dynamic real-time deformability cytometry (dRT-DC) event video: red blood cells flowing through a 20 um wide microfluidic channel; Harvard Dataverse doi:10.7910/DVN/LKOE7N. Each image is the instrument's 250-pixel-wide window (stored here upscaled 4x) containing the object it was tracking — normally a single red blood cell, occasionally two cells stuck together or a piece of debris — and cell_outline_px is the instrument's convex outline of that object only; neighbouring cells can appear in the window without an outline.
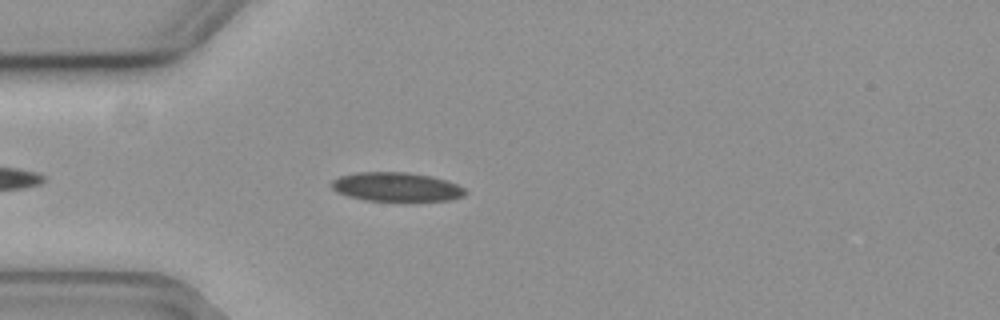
{"species": "common noctule bat (a hibernating species)", "species_latin": "Nyctalus noctula", "temperature_condition": "cold", "stored_images_in_passage": 43, "camera_frame_rate_fps": 3000, "um_per_image_px": 0.085, "animal": {"sex": "female", "body_mass_g": 19.3, "forearm_length_mm": 54.1}, "frame": {"image": 1, "passage_image": 5, "time_ms": 1.333, "image_size_px": [1000, 320], "cell_outline_px": [[468, 192], [464, 196], [452, 200], [364, 200], [348, 196], [336, 192], [332, 188], [332, 180], [340, 176], [356, 172], [408, 172], [428, 176], [444, 180], [456, 184], [464, 188]], "centroid_in_image_um": [33.68, 15.88], "position_along_channel_um": 51.3, "area_um2": 22.37}}
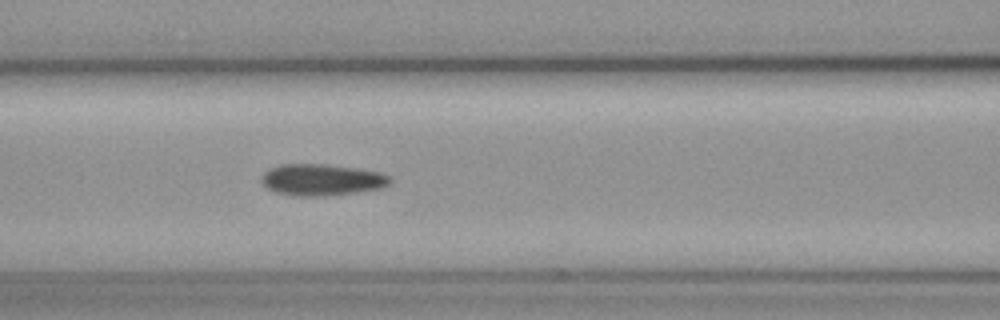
{"frame": {"image": 2, "passage_image": 13, "time_ms": 4.0, "image_size_px": [1000, 320], "cell_outline_px": [[392, 180], [388, 184], [380, 188], [356, 192], [324, 196], [292, 196], [276, 192], [268, 188], [260, 180], [264, 172], [268, 168], [280, 164], [320, 164], [356, 168], [380, 172], [388, 176]], "centroid_in_image_um": [27.3, 15.28], "position_along_channel_um": 139.3, "area_um2": 23.52}}
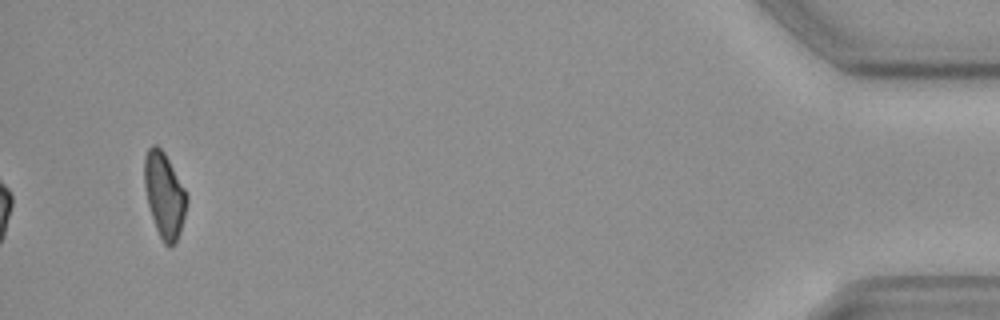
{"frame": {"image": 3, "passage_image": 43, "time_ms": 14.0, "image_size_px": [1000, 320], "cell_outline_px": [[188, 200], [180, 232], [176, 240], [168, 248], [164, 244], [156, 228], [148, 204], [144, 184], [144, 156], [148, 148], [152, 144], [156, 144], [164, 152], [184, 188], [188, 196]], "centroid_in_image_um": [13.96, 16.55], "position_along_channel_um": 421.2, "area_um2": 20.81}, "authors_computed_cell_mechanics": {"area_um2": 23.0044, "velocity_mm_per_s": 3.6823, "shape_relaxation_time_tau1_ms": 4.2956, "shape_relaxation_time_tau2_ms": null, "deformation_change_tau1": 0.0969, "deformation_change_tau2": null}}